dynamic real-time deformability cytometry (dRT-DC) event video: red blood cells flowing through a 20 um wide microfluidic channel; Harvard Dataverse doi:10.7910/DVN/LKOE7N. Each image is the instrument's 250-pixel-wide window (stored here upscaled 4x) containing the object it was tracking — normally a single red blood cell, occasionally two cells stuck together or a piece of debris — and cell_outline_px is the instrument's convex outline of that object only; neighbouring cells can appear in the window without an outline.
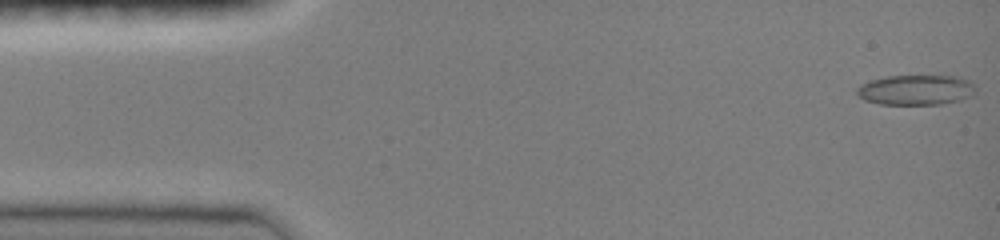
{"species": "common noctule bat (a hibernating species)", "species_latin": "Nyctalus noctula", "temperature_condition": "room temperature", "stored_images_in_passage": 47, "camera_frame_rate_fps": 3000, "um_per_image_px": 0.085, "animal": {"sex": "female", "body_mass_g": 19.0, "forearm_length_mm": 51.5}, "frame": {"image": 1, "passage_image": 1, "time_ms": 0.0, "image_size_px": [1000, 240], "cell_outline_px": [[976, 92], [972, 96], [960, 100], [940, 104], [880, 104], [864, 100], [856, 92], [856, 88], [860, 84], [872, 80], [888, 76], [960, 76], [976, 84]], "centroid_in_image_um": [77.9, 7.64], "position_along_channel_um": 7.1, "area_um2": 20.98}}
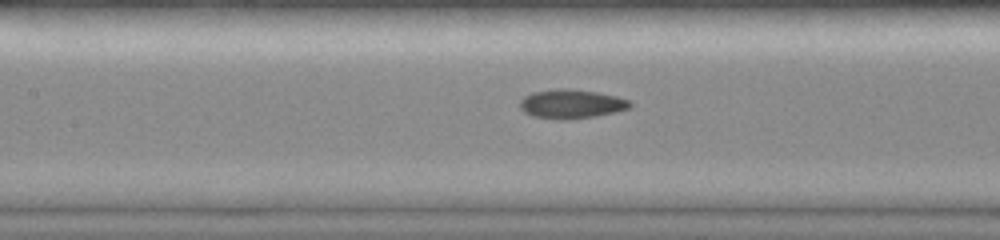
{"frame": {"image": 2, "passage_image": 21, "time_ms": 6.667, "image_size_px": [1000, 240], "cell_outline_px": [[632, 104], [628, 108], [616, 112], [596, 116], [568, 120], [556, 120], [532, 116], [524, 112], [520, 108], [520, 100], [524, 96], [532, 92], [560, 88], [568, 88], [596, 92], [616, 96], [628, 100]], "centroid_in_image_um": [48.53, 8.84], "position_along_channel_um": 158.9, "area_um2": 18.79}}
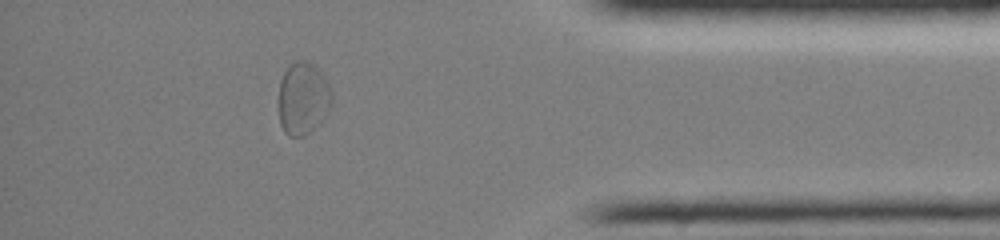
{"frame": {"image": 3, "passage_image": 41, "time_ms": 13.333, "image_size_px": [1000, 240], "cell_outline_px": [[332, 108], [304, 136], [288, 136], [284, 132], [280, 124], [276, 100], [280, 80], [284, 72], [292, 60], [308, 60], [320, 72], [332, 88]], "centroid_in_image_um": [25.71, 8.34], "position_along_channel_um": 409.5, "area_um2": 23.0}, "authors_computed_cell_mechanics": {"area_um2": 18.785, "velocity_mm_per_s": 4.0598, "shape_relaxation_time_tau1_ms": 5.6011, "shape_relaxation_time_tau2_ms": 3.4788, "deformation_change_tau1": 0.1533, "deformation_change_tau2": 0.0847}}